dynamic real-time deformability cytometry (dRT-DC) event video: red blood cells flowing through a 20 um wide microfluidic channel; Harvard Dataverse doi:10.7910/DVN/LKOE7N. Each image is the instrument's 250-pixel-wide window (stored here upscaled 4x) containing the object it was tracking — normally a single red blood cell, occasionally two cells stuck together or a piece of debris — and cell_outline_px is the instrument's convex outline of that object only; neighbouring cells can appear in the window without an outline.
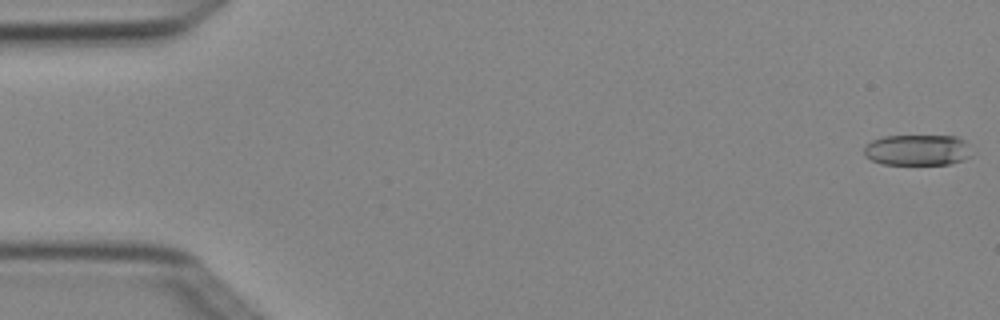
{"species": "Egyptian fruit bat (a non-hibernating species)", "species_latin": "Rousettus aegyptiacus", "temperature_condition": "cold", "stored_images_in_passage": 3, "camera_frame_rate_fps": 3000, "um_per_image_px": 0.085, "animal": {"sex": "female"}, "frame": {"image": 1, "passage_image": 1, "time_ms": 0.0, "image_size_px": [1000, 320], "cell_outline_px": [[972, 156], [964, 160], [948, 164], [880, 164], [864, 156], [864, 148], [872, 140], [884, 136], [960, 136], [968, 144]], "centroid_in_image_um": [78.0, 12.75], "position_along_channel_um": 7.0, "area_um2": 19.54}}